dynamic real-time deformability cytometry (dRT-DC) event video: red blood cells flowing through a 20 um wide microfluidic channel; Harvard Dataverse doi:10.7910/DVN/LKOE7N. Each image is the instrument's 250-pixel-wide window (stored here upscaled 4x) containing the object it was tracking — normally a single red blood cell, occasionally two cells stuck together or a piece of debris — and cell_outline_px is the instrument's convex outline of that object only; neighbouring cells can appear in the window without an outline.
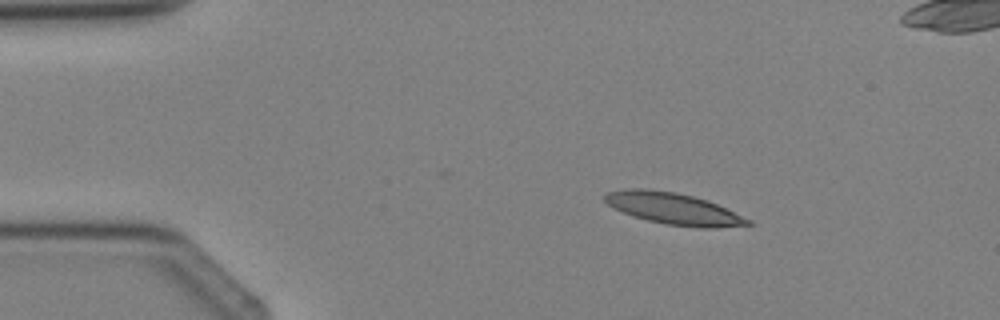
{"species": "Egyptian fruit bat (a non-hibernating species)", "species_latin": "Rousettus aegyptiacus", "temperature_condition": "cold", "stored_images_in_passage": 3, "camera_frame_rate_fps": 3000, "um_per_image_px": 0.085, "animal": {"sex": "female"}, "frame": {"image": 1, "passage_image": 1, "time_ms": 0.0, "image_size_px": [1000, 320], "cell_outline_px": [[752, 224], [716, 228], [700, 228], [668, 224], [648, 220], [632, 216], [608, 204], [604, 200], [604, 196], [608, 192], [632, 188], [644, 188], [676, 192], [708, 200], [752, 220]], "centroid_in_image_um": [57.28, 17.73], "position_along_channel_um": 27.7, "area_um2": 26.07}}